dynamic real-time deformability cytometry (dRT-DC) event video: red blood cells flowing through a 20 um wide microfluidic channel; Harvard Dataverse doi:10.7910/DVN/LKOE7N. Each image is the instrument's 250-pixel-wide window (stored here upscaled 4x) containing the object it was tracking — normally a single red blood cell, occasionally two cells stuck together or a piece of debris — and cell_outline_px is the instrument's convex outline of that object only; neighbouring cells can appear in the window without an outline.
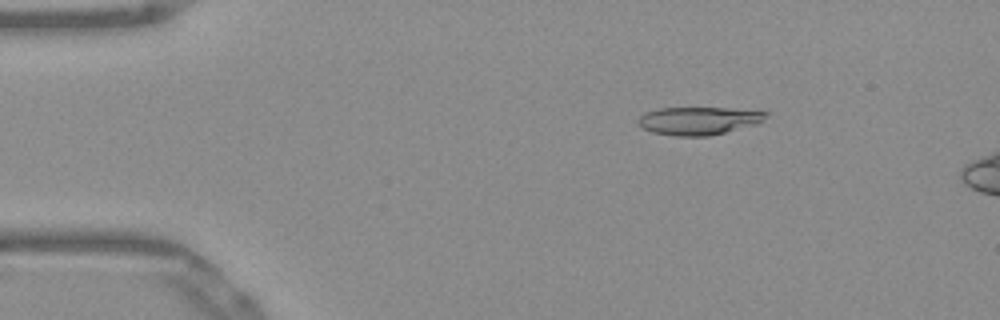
{"species": "Egyptian fruit bat (a non-hibernating species)", "species_latin": "Rousettus aegyptiacus", "temperature_condition": "warm", "stored_images_in_passage": 14, "camera_frame_rate_fps": 3000, "um_per_image_px": 0.085, "frame": {"image": 1, "passage_image": 8, "time_ms": 2.333, "image_size_px": [1000, 320], "cell_outline_px": [[768, 116], [760, 124], [708, 136], [676, 136], [652, 132], [644, 128], [636, 120], [644, 112], [660, 108], [728, 108], [768, 112]], "centroid_in_image_um": [59.42, 10.26], "position_along_channel_um": 25.6, "area_um2": 20.87}}